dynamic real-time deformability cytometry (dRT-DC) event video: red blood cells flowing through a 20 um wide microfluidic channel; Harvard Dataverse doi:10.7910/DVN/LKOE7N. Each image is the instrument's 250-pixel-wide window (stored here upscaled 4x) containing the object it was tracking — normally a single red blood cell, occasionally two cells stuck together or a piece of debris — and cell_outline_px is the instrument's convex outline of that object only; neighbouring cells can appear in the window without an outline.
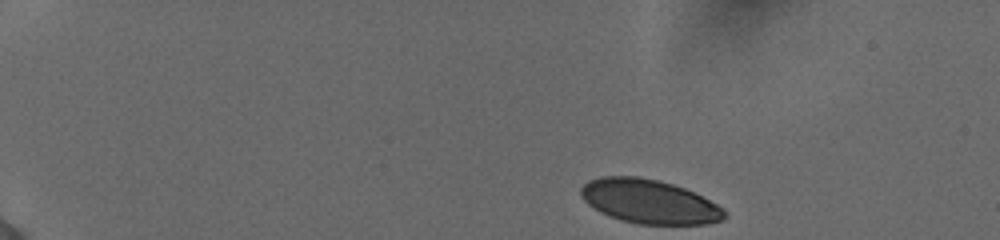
{"species": "human", "species_latin": "Homo sapiens", "temperature_condition": "cold", "stored_images_in_passage": 10, "camera_frame_rate_fps": 3000, "um_per_image_px": 0.085, "donor": {"sex": "female"}, "frame": {"image": 1, "passage_image": 1, "time_ms": 0.0, "image_size_px": [1000, 240], "cell_outline_px": [[728, 216], [724, 220], [708, 224], [636, 224], [620, 220], [608, 216], [600, 212], [588, 204], [580, 196], [580, 188], [588, 180], [600, 176], [640, 176], [672, 184], [684, 188], [724, 208]], "centroid_in_image_um": [55.16, 17.14], "position_along_channel_um": 29.8, "area_um2": 36.99}}
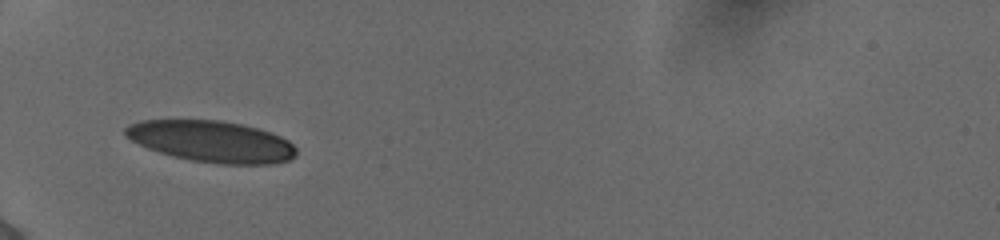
{"frame": {"image": 2, "passage_image": 9, "time_ms": 2.667, "image_size_px": [1000, 240], "cell_outline_px": [[296, 156], [288, 160], [272, 164], [216, 164], [192, 160], [172, 156], [148, 148], [124, 136], [124, 128], [128, 124], [140, 120], [220, 120], [244, 124], [280, 136], [288, 140], [296, 148]], "centroid_in_image_um": [17.97, 12.02], "position_along_channel_um": 67.0, "area_um2": 41.27}}